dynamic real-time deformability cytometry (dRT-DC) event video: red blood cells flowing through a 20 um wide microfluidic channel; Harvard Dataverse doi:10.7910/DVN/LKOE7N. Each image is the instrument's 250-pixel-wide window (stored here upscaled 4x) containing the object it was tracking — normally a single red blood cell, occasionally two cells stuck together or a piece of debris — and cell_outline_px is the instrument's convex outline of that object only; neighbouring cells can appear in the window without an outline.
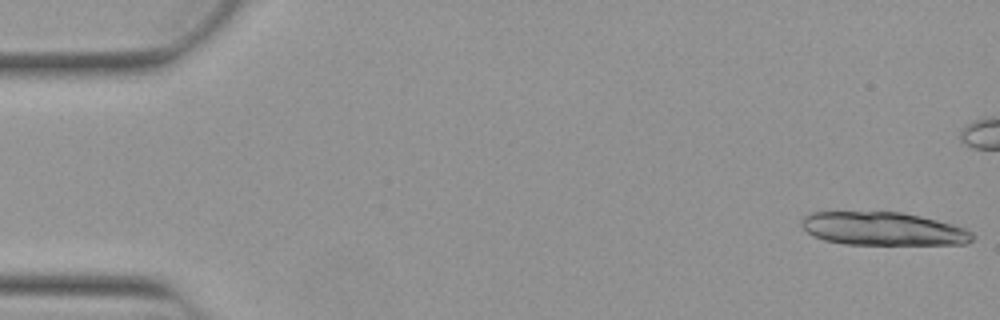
{"species": "Egyptian fruit bat (a non-hibernating species)", "species_latin": "Rousettus aegyptiacus", "temperature_condition": "warm", "stored_images_in_passage": 7, "camera_frame_rate_fps": 3000, "um_per_image_px": 0.085, "animal": {"sex": "female"}, "frame": {"image": 1, "passage_image": 1, "time_ms": 0.0, "image_size_px": [1000, 320], "cell_outline_px": [[976, 236], [972, 240], [964, 244], [844, 244], [824, 240], [812, 236], [800, 224], [800, 220], [804, 216], [812, 212], [900, 212], [920, 216], [952, 224], [964, 228], [972, 232]], "centroid_in_image_um": [75.04, 19.45], "position_along_channel_um": 10.0, "area_um2": 33.06}}